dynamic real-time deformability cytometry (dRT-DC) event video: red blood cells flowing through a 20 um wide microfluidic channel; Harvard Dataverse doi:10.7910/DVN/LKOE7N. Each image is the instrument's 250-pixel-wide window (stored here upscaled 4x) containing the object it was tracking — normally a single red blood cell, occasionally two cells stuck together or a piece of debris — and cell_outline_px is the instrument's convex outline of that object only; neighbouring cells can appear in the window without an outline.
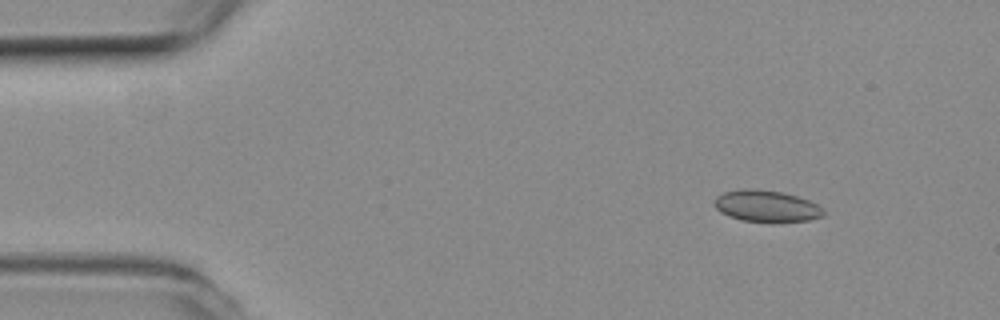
{"species": "common noctule bat (a hibernating species)", "species_latin": "Nyctalus noctula", "temperature_condition": "room temperature", "stored_images_in_passage": 10, "camera_frame_rate_fps": 3000, "um_per_image_px": 0.085, "animal": {"sex": "female", "body_mass_g": 19.3, "forearm_length_mm": 54.1}, "frame": {"image": 1, "passage_image": 6, "time_ms": 1.667, "image_size_px": [1000, 320], "cell_outline_px": [[824, 216], [808, 220], [772, 224], [740, 220], [728, 216], [720, 212], [716, 208], [716, 196], [724, 192], [744, 188], [756, 188], [784, 192], [808, 200], [816, 204], [824, 212]], "centroid_in_image_um": [65.14, 17.54], "position_along_channel_um": 19.9, "area_um2": 20.52}}